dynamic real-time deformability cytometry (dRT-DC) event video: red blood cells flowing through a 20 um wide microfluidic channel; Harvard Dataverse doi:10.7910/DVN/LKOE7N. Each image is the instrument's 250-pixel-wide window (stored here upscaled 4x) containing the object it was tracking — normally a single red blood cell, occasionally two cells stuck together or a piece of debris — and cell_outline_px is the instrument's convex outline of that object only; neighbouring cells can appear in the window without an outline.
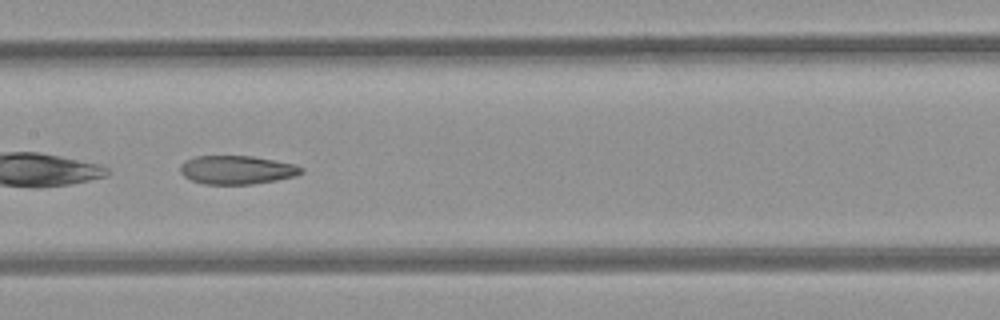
{"species": "common noctule bat (a hibernating species)", "species_latin": "Nyctalus noctula", "temperature_condition": "room temperature", "stored_images_in_passage": 36, "camera_frame_rate_fps": 3000, "um_per_image_px": 0.085, "animal": {"sex": "female", "body_mass_g": 21.9}, "frame": {"image": 1, "passage_image": 16, "time_ms": 5.0, "image_size_px": [1000, 320], "cell_outline_px": [[304, 172], [296, 176], [276, 180], [252, 184], [204, 184], [192, 180], [184, 176], [180, 172], [180, 164], [184, 160], [196, 156], [252, 156], [296, 164], [304, 168]], "centroid_in_image_um": [20.14, 14.43], "position_along_channel_um": 187.3, "area_um2": 20.29}, "authors_computed_cell_mechanics": {"area_um2": 21.386, "velocity_mm_per_s": 3.957, "shape_relaxation_time_tau1_ms": null, "shape_relaxation_time_tau2_ms": 3.482, "deformation_change_tau1": null, "deformation_change_tau2": 0.1104}}